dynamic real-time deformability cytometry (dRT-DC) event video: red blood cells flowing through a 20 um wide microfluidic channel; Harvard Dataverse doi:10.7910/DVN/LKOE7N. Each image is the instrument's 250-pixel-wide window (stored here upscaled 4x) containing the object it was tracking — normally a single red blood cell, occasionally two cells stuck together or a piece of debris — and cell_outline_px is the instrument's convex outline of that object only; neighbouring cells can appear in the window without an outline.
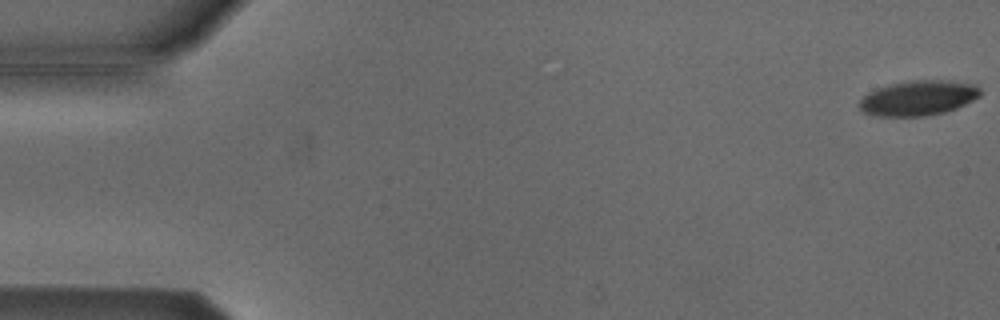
{"species": "Egyptian fruit bat (a non-hibernating species)", "species_latin": "Rousettus aegyptiacus", "temperature_condition": "cold", "stored_images_in_passage": 54, "camera_frame_rate_fps": 3000, "um_per_image_px": 0.085, "animal": {"sex": "male"}, "frame": {"image": 1, "passage_image": 1, "time_ms": 0.0, "image_size_px": [1000, 320], "cell_outline_px": [[980, 96], [956, 108], [944, 112], [924, 116], [880, 116], [864, 112], [860, 108], [860, 100], [868, 92], [888, 84], [916, 80], [940, 80], [976, 84], [980, 88]], "centroid_in_image_um": [78.06, 8.32], "position_along_channel_um": 6.9, "area_um2": 24.39}}
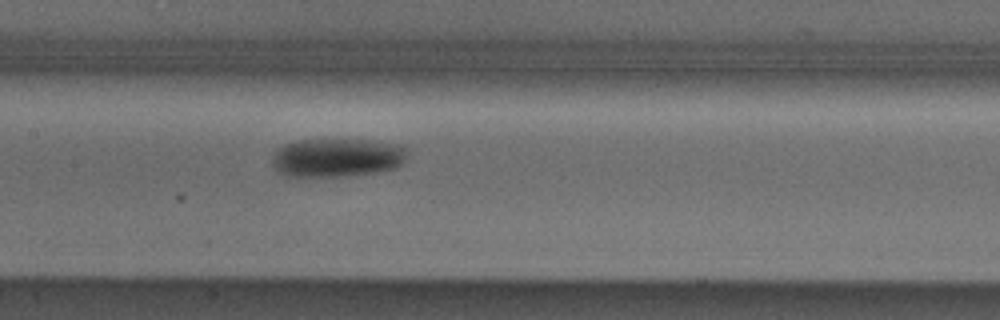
{"frame": {"image": 2, "passage_image": 26, "time_ms": 8.333, "image_size_px": [1000, 320], "cell_outline_px": [[408, 148], [404, 164], [396, 168], [376, 172], [348, 176], [284, 176], [272, 168], [272, 160], [276, 148], [284, 144], [296, 140], [368, 140], [400, 144]], "centroid_in_image_um": [28.65, 13.4], "position_along_channel_um": 178.8, "area_um2": 30.87}}
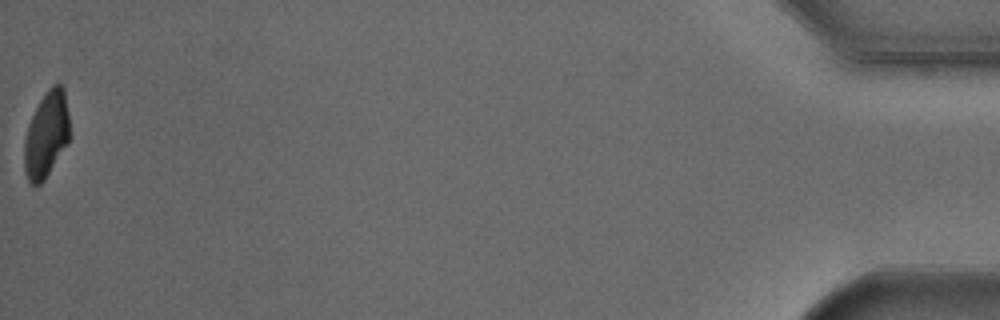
{"frame": {"image": 3, "passage_image": 54, "time_ms": 17.667, "image_size_px": [1000, 320], "cell_outline_px": [[72, 136], [68, 144], [44, 180], [40, 184], [32, 184], [28, 180], [24, 172], [24, 140], [28, 124], [40, 100], [48, 88], [52, 84], [60, 84], [64, 88]], "centroid_in_image_um": [3.97, 11.44], "position_along_channel_um": 431.2, "area_um2": 23.12}, "authors_computed_cell_mechanics": {"area_um2": 26.877, "velocity_mm_per_s": 3.8232, "shape_relaxation_time_tau1_ms": 3.337, "shape_relaxation_time_tau2_ms": null, "deformation_change_tau1": 0.1249, "deformation_change_tau2": null}}